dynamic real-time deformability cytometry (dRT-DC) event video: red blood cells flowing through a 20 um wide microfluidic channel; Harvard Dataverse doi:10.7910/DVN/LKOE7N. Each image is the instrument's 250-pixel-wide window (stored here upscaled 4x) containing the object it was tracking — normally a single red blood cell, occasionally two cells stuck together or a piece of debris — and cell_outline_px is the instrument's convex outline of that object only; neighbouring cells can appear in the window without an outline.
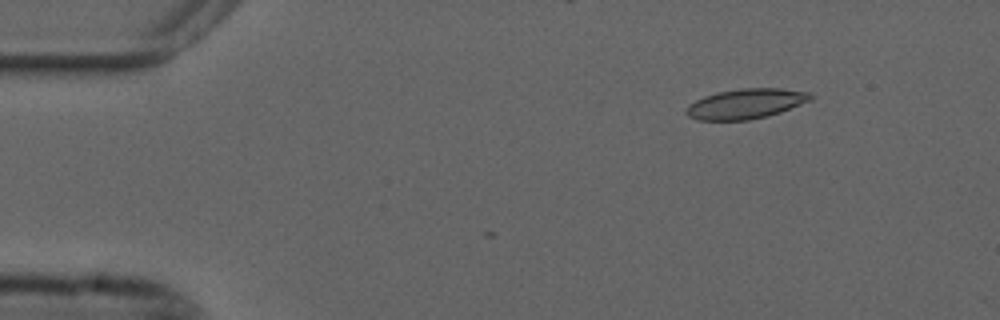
{"species": "common noctule bat (a hibernating species)", "species_latin": "Nyctalus noctula", "temperature_condition": "cold", "stored_images_in_passage": 4, "camera_frame_rate_fps": 3000, "um_per_image_px": 0.085, "animal": {"sex": "male", "forearm_length_mm": 52.5}, "frame": {"image": 1, "passage_image": 1, "time_ms": 0.0, "image_size_px": [1000, 320], "cell_outline_px": [[812, 100], [780, 112], [768, 116], [748, 120], [696, 120], [688, 116], [684, 112], [688, 104], [704, 96], [716, 92], [740, 88], [780, 88], [812, 92]], "centroid_in_image_um": [63.39, 8.81], "position_along_channel_um": 21.6, "area_um2": 21.96}}